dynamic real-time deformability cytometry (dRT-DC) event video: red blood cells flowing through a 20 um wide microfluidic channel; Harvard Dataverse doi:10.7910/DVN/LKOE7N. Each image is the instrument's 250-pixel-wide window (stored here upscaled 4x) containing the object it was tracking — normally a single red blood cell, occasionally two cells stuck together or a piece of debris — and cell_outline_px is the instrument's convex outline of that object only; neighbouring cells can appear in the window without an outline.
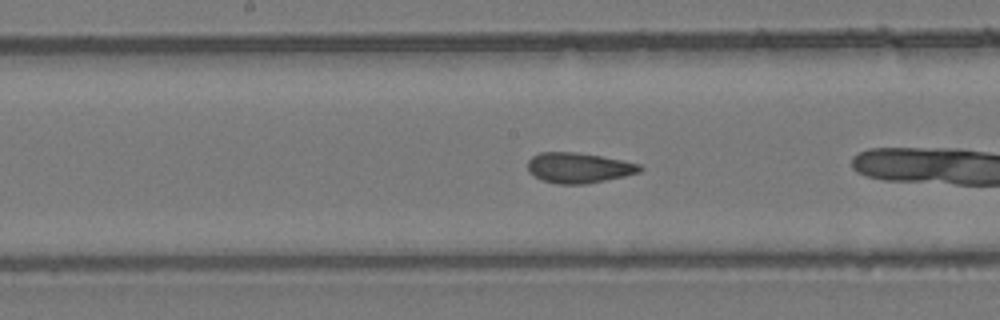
{"species": "common noctule bat (a hibernating species)", "species_latin": "Nyctalus noctula", "temperature_condition": "room temperature", "stored_images_in_passage": 21, "camera_frame_rate_fps": 3000, "um_per_image_px": 0.085, "animal": {"sex": "female", "body_mass_g": 24.6, "forearm_length_mm": 56.2}, "frame": {"image": 1, "passage_image": 12, "time_ms": 3.667, "image_size_px": [1000, 320], "cell_outline_px": [[644, 168], [640, 172], [624, 176], [584, 184], [556, 184], [544, 180], [528, 172], [528, 160], [532, 156], [540, 152], [576, 152], [600, 156], [640, 164]], "centroid_in_image_um": [49.18, 14.26], "position_along_channel_um": 199.0, "area_um2": 19.65}}
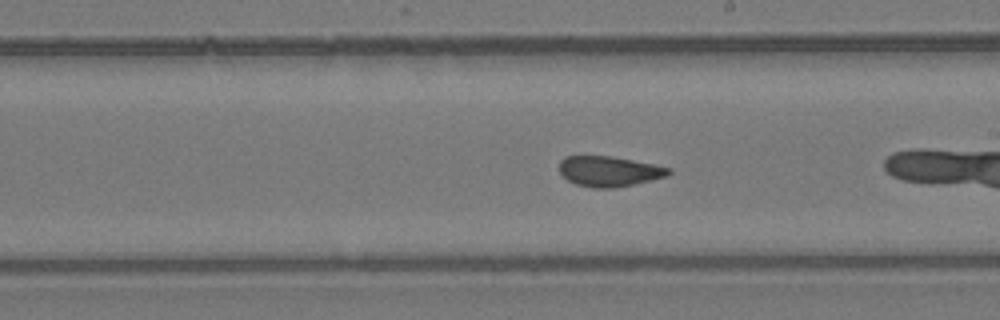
{"frame": {"image": 2, "passage_image": 15, "time_ms": 4.667, "image_size_px": [1000, 320], "cell_outline_px": [[672, 172], [668, 176], [632, 184], [612, 188], [592, 188], [576, 184], [568, 180], [560, 172], [560, 160], [568, 156], [612, 156], [672, 168]], "centroid_in_image_um": [51.79, 14.56], "position_along_channel_um": 237.2, "area_um2": 19.13}}